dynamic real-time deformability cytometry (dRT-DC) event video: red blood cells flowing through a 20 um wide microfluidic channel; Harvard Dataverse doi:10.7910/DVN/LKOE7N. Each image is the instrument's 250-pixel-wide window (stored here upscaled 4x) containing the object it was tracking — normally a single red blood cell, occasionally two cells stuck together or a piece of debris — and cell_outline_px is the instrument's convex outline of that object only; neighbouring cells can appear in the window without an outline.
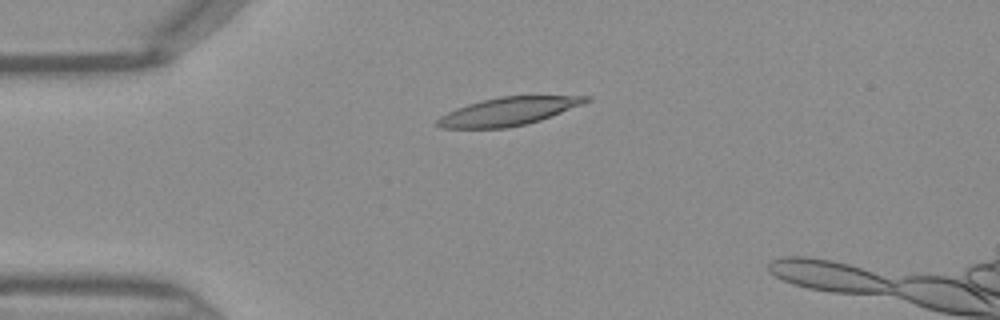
{"species": "Egyptian fruit bat (a non-hibernating species)", "species_latin": "Rousettus aegyptiacus", "temperature_condition": "warm", "stored_images_in_passage": 41, "camera_frame_rate_fps": 3000, "um_per_image_px": 0.085, "frame": {"image": 1, "passage_image": 9, "time_ms": 2.667, "image_size_px": [1000, 320], "cell_outline_px": [[592, 100], [584, 104], [540, 120], [528, 124], [508, 128], [440, 128], [436, 124], [436, 120], [440, 116], [456, 108], [468, 104], [500, 96], [592, 96]], "centroid_in_image_um": [43.23, 9.47], "position_along_channel_um": 41.8, "area_um2": 24.33}}
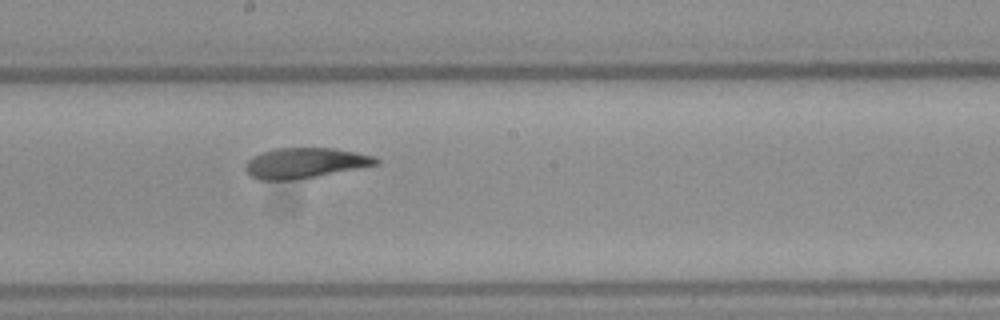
{"frame": {"image": 2, "passage_image": 23, "time_ms": 7.333, "image_size_px": [1000, 320], "cell_outline_px": [[380, 164], [316, 176], [292, 180], [260, 180], [252, 176], [244, 168], [248, 160], [252, 156], [260, 152], [276, 148], [332, 148], [356, 152], [376, 156], [380, 160]], "centroid_in_image_um": [25.94, 13.84], "position_along_channel_um": 222.3, "area_um2": 23.06}}
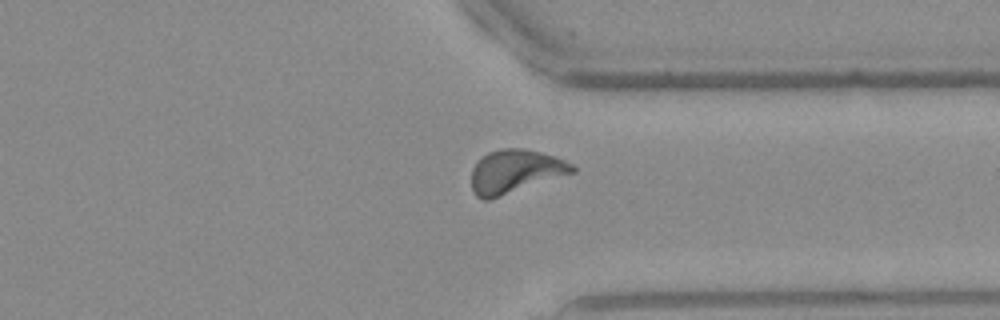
{"frame": {"image": 3, "passage_image": 33, "time_ms": 10.667, "image_size_px": [1000, 320], "cell_outline_px": [[576, 172], [488, 200], [484, 200], [476, 196], [472, 192], [472, 168], [488, 152], [500, 148], [524, 148], [540, 152], [564, 160], [572, 164], [576, 168]], "centroid_in_image_um": [43.79, 14.57], "position_along_channel_um": 367.6, "area_um2": 25.37}}